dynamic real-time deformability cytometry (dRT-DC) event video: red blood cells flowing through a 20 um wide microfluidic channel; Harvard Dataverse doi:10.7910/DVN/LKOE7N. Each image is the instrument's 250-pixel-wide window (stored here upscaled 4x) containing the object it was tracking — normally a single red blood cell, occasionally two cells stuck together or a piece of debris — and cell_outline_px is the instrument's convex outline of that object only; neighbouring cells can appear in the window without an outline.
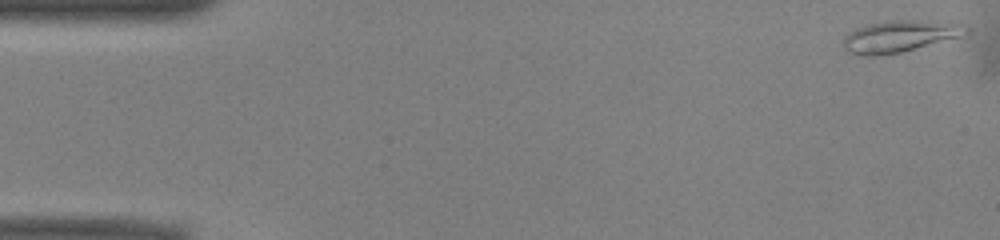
{"species": "common noctule bat (a hibernating species)", "species_latin": "Nyctalus noctula", "temperature_condition": "warm", "stored_images_in_passage": 42, "camera_frame_rate_fps": 3000, "um_per_image_px": 0.085, "animal": {"sex": "male", "body_mass_g": 13.0, "forearm_length_mm": 53.1}, "frame": {"image": 1, "passage_image": 1, "time_ms": 0.0, "image_size_px": [1000, 240], "cell_outline_px": [[972, 28], [968, 32], [960, 36], [900, 52], [880, 56], [860, 56], [848, 52], [844, 48], [840, 40], [848, 32], [856, 28], [868, 24], [888, 20], [956, 20]], "centroid_in_image_um": [76.49, 3.05], "position_along_channel_um": 8.5, "area_um2": 23.35}}
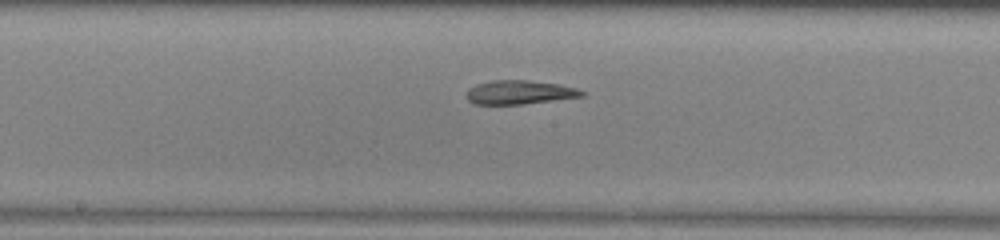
{"frame": {"image": 2, "passage_image": 26, "time_ms": 8.333, "image_size_px": [1000, 240], "cell_outline_px": [[584, 96], [524, 104], [472, 104], [464, 96], [468, 88], [476, 84], [492, 80], [528, 80], [556, 84], [576, 88], [584, 92]], "centroid_in_image_um": [44.08, 7.85], "position_along_channel_um": 204.1, "area_um2": 16.07}}
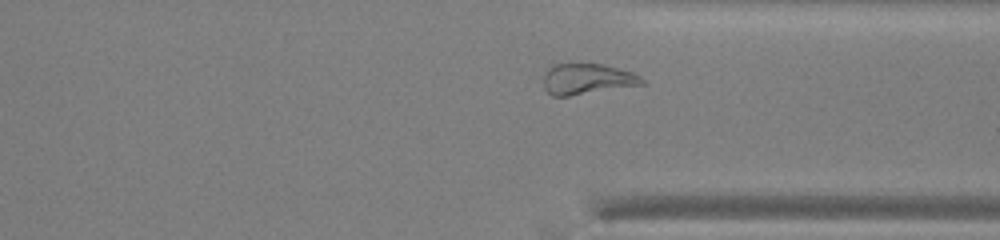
{"frame": {"image": 3, "passage_image": 38, "time_ms": 12.333, "image_size_px": [1000, 240], "cell_outline_px": [[644, 84], [568, 96], [552, 96], [544, 88], [544, 76], [548, 68], [556, 64], [568, 60], [600, 64], [632, 72], [640, 76], [644, 80]], "centroid_in_image_um": [49.85, 6.67], "position_along_channel_um": 361.6, "area_um2": 17.98}, "authors_computed_cell_mechanics": {"area_um2": 17.2533, "velocity_mm_per_s": 3.937, "shape_relaxation_time_tau1_ms": null, "shape_relaxation_time_tau2_ms": 6.5669, "deformation_change_tau1": null, "deformation_change_tau2": 0.1742}}